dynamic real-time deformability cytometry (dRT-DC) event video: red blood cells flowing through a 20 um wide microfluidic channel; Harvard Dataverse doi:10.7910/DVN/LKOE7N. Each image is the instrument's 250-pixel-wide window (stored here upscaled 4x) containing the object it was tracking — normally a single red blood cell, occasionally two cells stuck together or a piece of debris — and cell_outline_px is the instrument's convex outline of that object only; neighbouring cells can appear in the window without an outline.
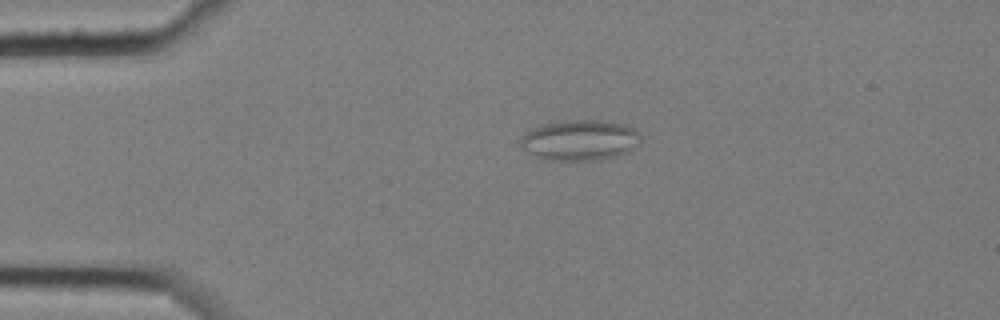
{"species": "common noctule bat (a hibernating species)", "species_latin": "Nyctalus noctula", "temperature_condition": "cold", "stored_images_in_passage": 10, "camera_frame_rate_fps": 3000, "um_per_image_px": 0.085, "animal": {"sex": "female", "body_mass_g": 25.1}, "frame": {"image": 1, "passage_image": 4, "time_ms": 1.0, "image_size_px": [1000, 320], "cell_outline_px": [[640, 144], [636, 148], [620, 156], [600, 160], [544, 160], [520, 148], [520, 140], [524, 132], [536, 124], [560, 120], [612, 120], [624, 124], [640, 132]], "centroid_in_image_um": [49.28, 11.9], "position_along_channel_um": 35.7, "area_um2": 29.42}}